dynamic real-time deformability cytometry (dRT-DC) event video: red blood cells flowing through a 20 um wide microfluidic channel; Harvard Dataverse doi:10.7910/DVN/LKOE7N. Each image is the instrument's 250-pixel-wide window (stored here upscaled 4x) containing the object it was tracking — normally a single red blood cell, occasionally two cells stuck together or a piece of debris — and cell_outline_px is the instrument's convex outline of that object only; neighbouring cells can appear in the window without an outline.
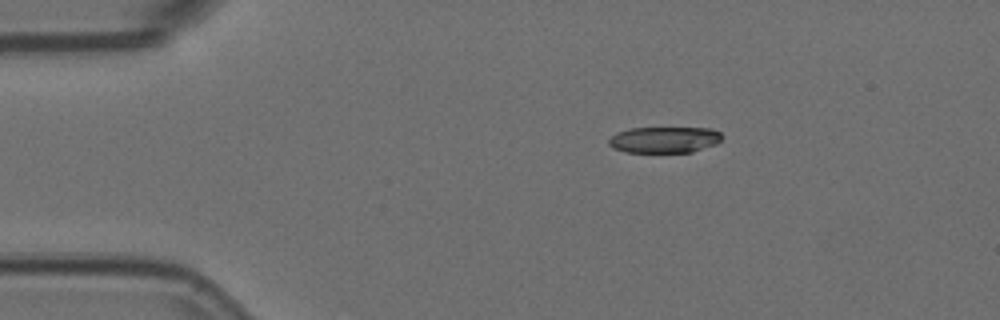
{"species": "Egyptian fruit bat (a non-hibernating species)", "species_latin": "Rousettus aegyptiacus", "temperature_condition": "room temperature", "stored_images_in_passage": 48, "camera_frame_rate_fps": 3000, "um_per_image_px": 0.085, "animal": {"sex": "female"}, "frame": {"image": 1, "passage_image": 1, "time_ms": 0.0, "image_size_px": [1000, 320], "cell_outline_px": [[720, 140], [716, 144], [692, 152], [624, 152], [612, 148], [608, 144], [608, 140], [616, 132], [628, 128], [712, 128], [720, 132]], "centroid_in_image_um": [56.43, 11.87], "position_along_channel_um": 28.6, "area_um2": 17.34}}
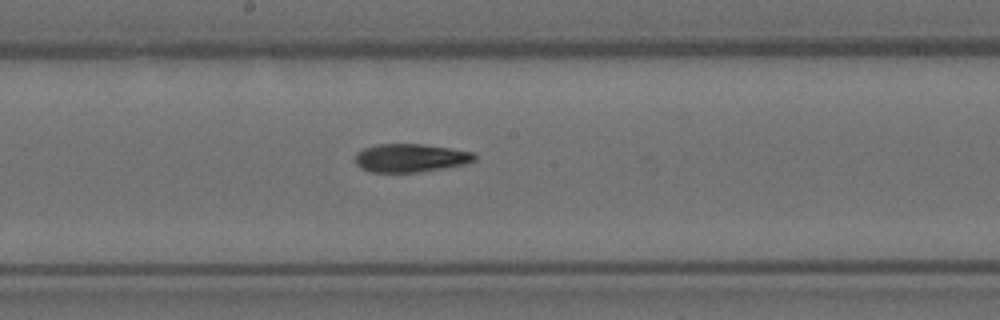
{"frame": {"image": 2, "passage_image": 21, "time_ms": 6.667, "image_size_px": [1000, 320], "cell_outline_px": [[476, 160], [464, 164], [444, 168], [416, 172], [368, 172], [360, 168], [356, 164], [356, 152], [364, 148], [376, 144], [424, 144], [472, 152], [476, 156]], "centroid_in_image_um": [34.85, 13.42], "position_along_channel_um": 213.3, "area_um2": 19.65}}
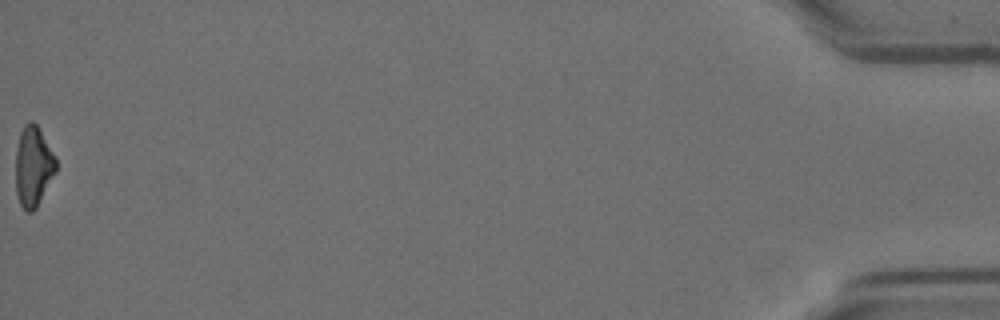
{"frame": {"image": 3, "passage_image": 48, "time_ms": 15.667, "image_size_px": [1000, 320], "cell_outline_px": [[56, 172], [36, 208], [32, 212], [24, 212], [20, 204], [16, 192], [16, 148], [20, 132], [24, 124], [32, 120], [36, 124], [56, 156]], "centroid_in_image_um": [2.82, 14.15], "position_along_channel_um": 432.4, "area_um2": 18.96}, "authors_computed_cell_mechanics": {"area_um2": 19.7098, "velocity_mm_per_s": 3.5948, "shape_relaxation_time_tau1_ms": null, "shape_relaxation_time_tau2_ms": 6.8297, "deformation_change_tau1": null, "deformation_change_tau2": 0.1623}}